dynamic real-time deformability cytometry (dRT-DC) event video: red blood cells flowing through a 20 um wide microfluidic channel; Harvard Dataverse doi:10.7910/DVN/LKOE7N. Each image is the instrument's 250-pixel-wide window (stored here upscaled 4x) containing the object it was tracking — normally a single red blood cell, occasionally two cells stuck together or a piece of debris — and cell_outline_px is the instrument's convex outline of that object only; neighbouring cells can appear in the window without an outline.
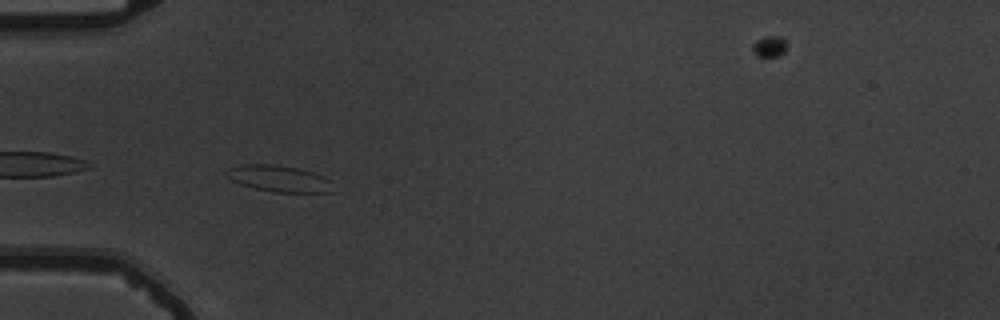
{"species": "common noctule bat (a hibernating species)", "species_latin": "Nyctalus noctula", "temperature_condition": "warm", "stored_images_in_passage": 28, "camera_frame_rate_fps": 3000, "um_per_image_px": 0.085, "animal": {"sex": "male", "body_mass_g": 19.5, "forearm_length_mm": 54.6}, "frame": {"image": 1, "passage_image": 2, "time_ms": 0.333, "image_size_px": [1000, 320], "cell_outline_px": [[328, 192], [276, 192], [256, 188], [240, 184], [224, 176], [224, 172], [228, 168], [240, 164], [276, 164], [296, 168], [312, 172], [324, 176], [328, 180]], "centroid_in_image_um": [23.57, 15.15], "position_along_channel_um": 61.4, "area_um2": 16.07}}
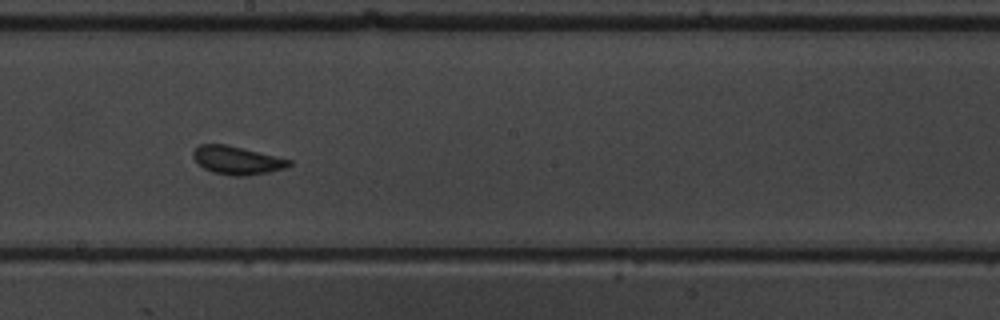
{"frame": {"image": 2, "passage_image": 16, "time_ms": 5.0, "image_size_px": [1000, 320], "cell_outline_px": [[292, 164], [284, 168], [268, 172], [244, 176], [232, 176], [212, 172], [204, 168], [192, 156], [192, 152], [200, 144], [228, 144], [292, 160]], "centroid_in_image_um": [20.14, 13.62], "position_along_channel_um": 228.1, "area_um2": 15.72}}
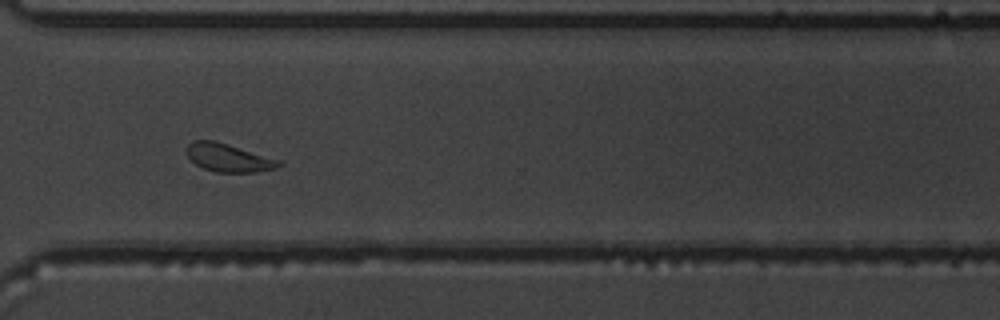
{"frame": {"image": 3, "passage_image": 26, "time_ms": 8.333, "image_size_px": [1000, 320], "cell_outline_px": [[284, 164], [276, 168], [256, 172], [216, 172], [204, 168], [196, 164], [188, 156], [188, 144], [192, 140], [216, 140], [284, 160]], "centroid_in_image_um": [19.52, 13.39], "position_along_channel_um": 351.1, "area_um2": 15.37}, "authors_computed_cell_mechanics": {"area_um2": 15.1436, "velocity_mm_per_s": 3.6881, "shape_relaxation_time_tau1_ms": 4.9723, "shape_relaxation_time_tau2_ms": 0.6305, "deformation_change_tau1": 0.1162, "deformation_change_tau2": 0.072}}